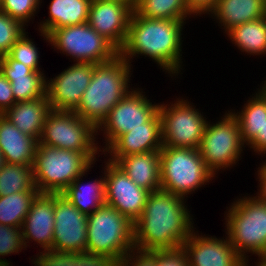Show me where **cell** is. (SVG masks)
<instances>
[{
	"instance_id": "obj_1",
	"label": "cell",
	"mask_w": 266,
	"mask_h": 266,
	"mask_svg": "<svg viewBox=\"0 0 266 266\" xmlns=\"http://www.w3.org/2000/svg\"><path fill=\"white\" fill-rule=\"evenodd\" d=\"M186 201L161 189L150 192L143 213L134 222V248L159 250L182 247L196 229Z\"/></svg>"
},
{
	"instance_id": "obj_2",
	"label": "cell",
	"mask_w": 266,
	"mask_h": 266,
	"mask_svg": "<svg viewBox=\"0 0 266 266\" xmlns=\"http://www.w3.org/2000/svg\"><path fill=\"white\" fill-rule=\"evenodd\" d=\"M186 20L144 18L134 11L119 55L130 65L135 57H149L160 69L176 78L183 70V28Z\"/></svg>"
},
{
	"instance_id": "obj_3",
	"label": "cell",
	"mask_w": 266,
	"mask_h": 266,
	"mask_svg": "<svg viewBox=\"0 0 266 266\" xmlns=\"http://www.w3.org/2000/svg\"><path fill=\"white\" fill-rule=\"evenodd\" d=\"M131 67L120 55L109 62L95 64L90 84L73 111L97 129L110 110L133 89L129 84Z\"/></svg>"
},
{
	"instance_id": "obj_4",
	"label": "cell",
	"mask_w": 266,
	"mask_h": 266,
	"mask_svg": "<svg viewBox=\"0 0 266 266\" xmlns=\"http://www.w3.org/2000/svg\"><path fill=\"white\" fill-rule=\"evenodd\" d=\"M251 196H239L225 211V234L246 261L266 255V203ZM251 254V255H248Z\"/></svg>"
},
{
	"instance_id": "obj_5",
	"label": "cell",
	"mask_w": 266,
	"mask_h": 266,
	"mask_svg": "<svg viewBox=\"0 0 266 266\" xmlns=\"http://www.w3.org/2000/svg\"><path fill=\"white\" fill-rule=\"evenodd\" d=\"M214 178L215 175L205 165L198 149L162 146L161 190L187 199L202 186L211 183Z\"/></svg>"
},
{
	"instance_id": "obj_6",
	"label": "cell",
	"mask_w": 266,
	"mask_h": 266,
	"mask_svg": "<svg viewBox=\"0 0 266 266\" xmlns=\"http://www.w3.org/2000/svg\"><path fill=\"white\" fill-rule=\"evenodd\" d=\"M94 164L85 153L38 143L32 166L35 186L40 193L61 194Z\"/></svg>"
},
{
	"instance_id": "obj_7",
	"label": "cell",
	"mask_w": 266,
	"mask_h": 266,
	"mask_svg": "<svg viewBox=\"0 0 266 266\" xmlns=\"http://www.w3.org/2000/svg\"><path fill=\"white\" fill-rule=\"evenodd\" d=\"M134 248V223L104 204L87 215L86 251L113 258L118 264Z\"/></svg>"
},
{
	"instance_id": "obj_8",
	"label": "cell",
	"mask_w": 266,
	"mask_h": 266,
	"mask_svg": "<svg viewBox=\"0 0 266 266\" xmlns=\"http://www.w3.org/2000/svg\"><path fill=\"white\" fill-rule=\"evenodd\" d=\"M97 129L88 121L79 117L74 111L51 110L43 126L39 144L85 153L94 163L99 157L101 144Z\"/></svg>"
},
{
	"instance_id": "obj_9",
	"label": "cell",
	"mask_w": 266,
	"mask_h": 266,
	"mask_svg": "<svg viewBox=\"0 0 266 266\" xmlns=\"http://www.w3.org/2000/svg\"><path fill=\"white\" fill-rule=\"evenodd\" d=\"M39 33L54 50L70 56L75 63L101 64L119 55V50L88 23L55 29L49 35Z\"/></svg>"
},
{
	"instance_id": "obj_10",
	"label": "cell",
	"mask_w": 266,
	"mask_h": 266,
	"mask_svg": "<svg viewBox=\"0 0 266 266\" xmlns=\"http://www.w3.org/2000/svg\"><path fill=\"white\" fill-rule=\"evenodd\" d=\"M217 122L208 121L198 148L207 168L216 176L242 159L246 145L241 139L238 118L228 110ZM241 157V158H240Z\"/></svg>"
},
{
	"instance_id": "obj_11",
	"label": "cell",
	"mask_w": 266,
	"mask_h": 266,
	"mask_svg": "<svg viewBox=\"0 0 266 266\" xmlns=\"http://www.w3.org/2000/svg\"><path fill=\"white\" fill-rule=\"evenodd\" d=\"M159 114L163 146L199 148L208 120L191 101L179 96L169 104L160 103Z\"/></svg>"
},
{
	"instance_id": "obj_12",
	"label": "cell",
	"mask_w": 266,
	"mask_h": 266,
	"mask_svg": "<svg viewBox=\"0 0 266 266\" xmlns=\"http://www.w3.org/2000/svg\"><path fill=\"white\" fill-rule=\"evenodd\" d=\"M142 88H134L129 91L109 112L106 119L97 128L103 133L105 143L104 151L122 134L137 128L144 127L158 112L160 103H152Z\"/></svg>"
},
{
	"instance_id": "obj_13",
	"label": "cell",
	"mask_w": 266,
	"mask_h": 266,
	"mask_svg": "<svg viewBox=\"0 0 266 266\" xmlns=\"http://www.w3.org/2000/svg\"><path fill=\"white\" fill-rule=\"evenodd\" d=\"M104 163L105 204L134 223L143 213L150 191L137 186L116 163L107 159Z\"/></svg>"
},
{
	"instance_id": "obj_14",
	"label": "cell",
	"mask_w": 266,
	"mask_h": 266,
	"mask_svg": "<svg viewBox=\"0 0 266 266\" xmlns=\"http://www.w3.org/2000/svg\"><path fill=\"white\" fill-rule=\"evenodd\" d=\"M95 64L73 63L46 80V95L52 110L73 111L89 86Z\"/></svg>"
},
{
	"instance_id": "obj_15",
	"label": "cell",
	"mask_w": 266,
	"mask_h": 266,
	"mask_svg": "<svg viewBox=\"0 0 266 266\" xmlns=\"http://www.w3.org/2000/svg\"><path fill=\"white\" fill-rule=\"evenodd\" d=\"M54 235L52 249L82 252L87 245V215L65 196L54 194Z\"/></svg>"
},
{
	"instance_id": "obj_16",
	"label": "cell",
	"mask_w": 266,
	"mask_h": 266,
	"mask_svg": "<svg viewBox=\"0 0 266 266\" xmlns=\"http://www.w3.org/2000/svg\"><path fill=\"white\" fill-rule=\"evenodd\" d=\"M225 237L206 236L194 230L182 246L189 266H244L245 260Z\"/></svg>"
},
{
	"instance_id": "obj_17",
	"label": "cell",
	"mask_w": 266,
	"mask_h": 266,
	"mask_svg": "<svg viewBox=\"0 0 266 266\" xmlns=\"http://www.w3.org/2000/svg\"><path fill=\"white\" fill-rule=\"evenodd\" d=\"M133 11L124 2L92 0L87 23L119 50L125 43Z\"/></svg>"
},
{
	"instance_id": "obj_18",
	"label": "cell",
	"mask_w": 266,
	"mask_h": 266,
	"mask_svg": "<svg viewBox=\"0 0 266 266\" xmlns=\"http://www.w3.org/2000/svg\"><path fill=\"white\" fill-rule=\"evenodd\" d=\"M162 146L161 119L158 112L148 123H144V127L134 128L119 136L103 154L108 155L107 159L115 163L123 156L160 151Z\"/></svg>"
},
{
	"instance_id": "obj_19",
	"label": "cell",
	"mask_w": 266,
	"mask_h": 266,
	"mask_svg": "<svg viewBox=\"0 0 266 266\" xmlns=\"http://www.w3.org/2000/svg\"><path fill=\"white\" fill-rule=\"evenodd\" d=\"M54 223V194L39 193L21 228L25 248L30 246L31 241L42 249L52 248Z\"/></svg>"
},
{
	"instance_id": "obj_20",
	"label": "cell",
	"mask_w": 266,
	"mask_h": 266,
	"mask_svg": "<svg viewBox=\"0 0 266 266\" xmlns=\"http://www.w3.org/2000/svg\"><path fill=\"white\" fill-rule=\"evenodd\" d=\"M243 105L241 111L230 109L238 118L241 139L254 154L262 156L263 126L266 120V82Z\"/></svg>"
},
{
	"instance_id": "obj_21",
	"label": "cell",
	"mask_w": 266,
	"mask_h": 266,
	"mask_svg": "<svg viewBox=\"0 0 266 266\" xmlns=\"http://www.w3.org/2000/svg\"><path fill=\"white\" fill-rule=\"evenodd\" d=\"M38 143L0 114V150L5 163L33 166Z\"/></svg>"
},
{
	"instance_id": "obj_22",
	"label": "cell",
	"mask_w": 266,
	"mask_h": 266,
	"mask_svg": "<svg viewBox=\"0 0 266 266\" xmlns=\"http://www.w3.org/2000/svg\"><path fill=\"white\" fill-rule=\"evenodd\" d=\"M207 15L226 33L234 26L265 17L266 4L264 0H218Z\"/></svg>"
},
{
	"instance_id": "obj_23",
	"label": "cell",
	"mask_w": 266,
	"mask_h": 266,
	"mask_svg": "<svg viewBox=\"0 0 266 266\" xmlns=\"http://www.w3.org/2000/svg\"><path fill=\"white\" fill-rule=\"evenodd\" d=\"M51 110L46 95L35 100L16 102L2 115L22 133L39 141L46 117Z\"/></svg>"
},
{
	"instance_id": "obj_24",
	"label": "cell",
	"mask_w": 266,
	"mask_h": 266,
	"mask_svg": "<svg viewBox=\"0 0 266 266\" xmlns=\"http://www.w3.org/2000/svg\"><path fill=\"white\" fill-rule=\"evenodd\" d=\"M139 187L160 190V151L123 156L115 162Z\"/></svg>"
},
{
	"instance_id": "obj_25",
	"label": "cell",
	"mask_w": 266,
	"mask_h": 266,
	"mask_svg": "<svg viewBox=\"0 0 266 266\" xmlns=\"http://www.w3.org/2000/svg\"><path fill=\"white\" fill-rule=\"evenodd\" d=\"M92 0H52L48 18L40 22L38 31L49 35L53 30L88 22Z\"/></svg>"
},
{
	"instance_id": "obj_26",
	"label": "cell",
	"mask_w": 266,
	"mask_h": 266,
	"mask_svg": "<svg viewBox=\"0 0 266 266\" xmlns=\"http://www.w3.org/2000/svg\"><path fill=\"white\" fill-rule=\"evenodd\" d=\"M91 167L76 178L61 194L65 196L80 212L89 215L105 204V178L103 175L83 183ZM98 179V180H97ZM82 181V182H81Z\"/></svg>"
},
{
	"instance_id": "obj_27",
	"label": "cell",
	"mask_w": 266,
	"mask_h": 266,
	"mask_svg": "<svg viewBox=\"0 0 266 266\" xmlns=\"http://www.w3.org/2000/svg\"><path fill=\"white\" fill-rule=\"evenodd\" d=\"M226 34L238 50L250 57L266 54V16L234 26Z\"/></svg>"
},
{
	"instance_id": "obj_28",
	"label": "cell",
	"mask_w": 266,
	"mask_h": 266,
	"mask_svg": "<svg viewBox=\"0 0 266 266\" xmlns=\"http://www.w3.org/2000/svg\"><path fill=\"white\" fill-rule=\"evenodd\" d=\"M134 12L144 18L189 20L196 15L185 0H136Z\"/></svg>"
},
{
	"instance_id": "obj_29",
	"label": "cell",
	"mask_w": 266,
	"mask_h": 266,
	"mask_svg": "<svg viewBox=\"0 0 266 266\" xmlns=\"http://www.w3.org/2000/svg\"><path fill=\"white\" fill-rule=\"evenodd\" d=\"M39 191H25L0 196V224L22 228L33 200Z\"/></svg>"
},
{
	"instance_id": "obj_30",
	"label": "cell",
	"mask_w": 266,
	"mask_h": 266,
	"mask_svg": "<svg viewBox=\"0 0 266 266\" xmlns=\"http://www.w3.org/2000/svg\"><path fill=\"white\" fill-rule=\"evenodd\" d=\"M25 191H38L34 183L33 167L5 163L0 169V196Z\"/></svg>"
},
{
	"instance_id": "obj_31",
	"label": "cell",
	"mask_w": 266,
	"mask_h": 266,
	"mask_svg": "<svg viewBox=\"0 0 266 266\" xmlns=\"http://www.w3.org/2000/svg\"><path fill=\"white\" fill-rule=\"evenodd\" d=\"M12 87L15 102L35 100L46 96V80L44 71H34L28 76L6 77Z\"/></svg>"
},
{
	"instance_id": "obj_32",
	"label": "cell",
	"mask_w": 266,
	"mask_h": 266,
	"mask_svg": "<svg viewBox=\"0 0 266 266\" xmlns=\"http://www.w3.org/2000/svg\"><path fill=\"white\" fill-rule=\"evenodd\" d=\"M41 3L42 0H0V11L27 27L35 19Z\"/></svg>"
},
{
	"instance_id": "obj_33",
	"label": "cell",
	"mask_w": 266,
	"mask_h": 266,
	"mask_svg": "<svg viewBox=\"0 0 266 266\" xmlns=\"http://www.w3.org/2000/svg\"><path fill=\"white\" fill-rule=\"evenodd\" d=\"M28 32H25L12 46L10 51L7 53L12 59L22 62L27 67H30L33 71H44L40 65V52L38 47L28 37Z\"/></svg>"
},
{
	"instance_id": "obj_34",
	"label": "cell",
	"mask_w": 266,
	"mask_h": 266,
	"mask_svg": "<svg viewBox=\"0 0 266 266\" xmlns=\"http://www.w3.org/2000/svg\"><path fill=\"white\" fill-rule=\"evenodd\" d=\"M26 249L21 228L0 224V266H12L6 258L11 254H19Z\"/></svg>"
},
{
	"instance_id": "obj_35",
	"label": "cell",
	"mask_w": 266,
	"mask_h": 266,
	"mask_svg": "<svg viewBox=\"0 0 266 266\" xmlns=\"http://www.w3.org/2000/svg\"><path fill=\"white\" fill-rule=\"evenodd\" d=\"M25 32L26 28L22 23L0 11V57L7 54Z\"/></svg>"
},
{
	"instance_id": "obj_36",
	"label": "cell",
	"mask_w": 266,
	"mask_h": 266,
	"mask_svg": "<svg viewBox=\"0 0 266 266\" xmlns=\"http://www.w3.org/2000/svg\"><path fill=\"white\" fill-rule=\"evenodd\" d=\"M35 258L31 257L34 266H76V252L60 251L52 248L39 250Z\"/></svg>"
},
{
	"instance_id": "obj_37",
	"label": "cell",
	"mask_w": 266,
	"mask_h": 266,
	"mask_svg": "<svg viewBox=\"0 0 266 266\" xmlns=\"http://www.w3.org/2000/svg\"><path fill=\"white\" fill-rule=\"evenodd\" d=\"M156 266H189V260L183 247L155 250Z\"/></svg>"
},
{
	"instance_id": "obj_38",
	"label": "cell",
	"mask_w": 266,
	"mask_h": 266,
	"mask_svg": "<svg viewBox=\"0 0 266 266\" xmlns=\"http://www.w3.org/2000/svg\"><path fill=\"white\" fill-rule=\"evenodd\" d=\"M119 266H156L155 250L132 248L123 257Z\"/></svg>"
},
{
	"instance_id": "obj_39",
	"label": "cell",
	"mask_w": 266,
	"mask_h": 266,
	"mask_svg": "<svg viewBox=\"0 0 266 266\" xmlns=\"http://www.w3.org/2000/svg\"><path fill=\"white\" fill-rule=\"evenodd\" d=\"M0 72L5 77L28 76L34 71L22 62L12 59L8 54L0 57Z\"/></svg>"
},
{
	"instance_id": "obj_40",
	"label": "cell",
	"mask_w": 266,
	"mask_h": 266,
	"mask_svg": "<svg viewBox=\"0 0 266 266\" xmlns=\"http://www.w3.org/2000/svg\"><path fill=\"white\" fill-rule=\"evenodd\" d=\"M76 266H119V264L106 255L82 251L76 252Z\"/></svg>"
},
{
	"instance_id": "obj_41",
	"label": "cell",
	"mask_w": 266,
	"mask_h": 266,
	"mask_svg": "<svg viewBox=\"0 0 266 266\" xmlns=\"http://www.w3.org/2000/svg\"><path fill=\"white\" fill-rule=\"evenodd\" d=\"M10 81L0 72V114L15 104Z\"/></svg>"
},
{
	"instance_id": "obj_42",
	"label": "cell",
	"mask_w": 266,
	"mask_h": 266,
	"mask_svg": "<svg viewBox=\"0 0 266 266\" xmlns=\"http://www.w3.org/2000/svg\"><path fill=\"white\" fill-rule=\"evenodd\" d=\"M188 8L199 17L208 14L216 5L218 0H185Z\"/></svg>"
},
{
	"instance_id": "obj_43",
	"label": "cell",
	"mask_w": 266,
	"mask_h": 266,
	"mask_svg": "<svg viewBox=\"0 0 266 266\" xmlns=\"http://www.w3.org/2000/svg\"><path fill=\"white\" fill-rule=\"evenodd\" d=\"M257 169V178L258 179V192L255 196L258 200L266 203V159L265 162L260 163Z\"/></svg>"
},
{
	"instance_id": "obj_44",
	"label": "cell",
	"mask_w": 266,
	"mask_h": 266,
	"mask_svg": "<svg viewBox=\"0 0 266 266\" xmlns=\"http://www.w3.org/2000/svg\"><path fill=\"white\" fill-rule=\"evenodd\" d=\"M266 156V120L263 126V136H262V158Z\"/></svg>"
},
{
	"instance_id": "obj_45",
	"label": "cell",
	"mask_w": 266,
	"mask_h": 266,
	"mask_svg": "<svg viewBox=\"0 0 266 266\" xmlns=\"http://www.w3.org/2000/svg\"><path fill=\"white\" fill-rule=\"evenodd\" d=\"M255 263V266H266V260L264 258H257V262ZM244 266H250L249 260L245 261Z\"/></svg>"
},
{
	"instance_id": "obj_46",
	"label": "cell",
	"mask_w": 266,
	"mask_h": 266,
	"mask_svg": "<svg viewBox=\"0 0 266 266\" xmlns=\"http://www.w3.org/2000/svg\"><path fill=\"white\" fill-rule=\"evenodd\" d=\"M111 1H119L129 4L133 9L135 7L136 0H111Z\"/></svg>"
},
{
	"instance_id": "obj_47",
	"label": "cell",
	"mask_w": 266,
	"mask_h": 266,
	"mask_svg": "<svg viewBox=\"0 0 266 266\" xmlns=\"http://www.w3.org/2000/svg\"><path fill=\"white\" fill-rule=\"evenodd\" d=\"M5 164V159L4 156L0 150V169L2 168V166Z\"/></svg>"
}]
</instances>
